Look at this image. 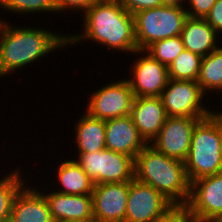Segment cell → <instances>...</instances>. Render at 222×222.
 Instances as JSON below:
<instances>
[{"mask_svg": "<svg viewBox=\"0 0 222 222\" xmlns=\"http://www.w3.org/2000/svg\"><path fill=\"white\" fill-rule=\"evenodd\" d=\"M106 149L133 157L147 145L130 115L105 120Z\"/></svg>", "mask_w": 222, "mask_h": 222, "instance_id": "obj_15", "label": "cell"}, {"mask_svg": "<svg viewBox=\"0 0 222 222\" xmlns=\"http://www.w3.org/2000/svg\"><path fill=\"white\" fill-rule=\"evenodd\" d=\"M185 49L179 36L159 40L150 45L146 51L165 66H169Z\"/></svg>", "mask_w": 222, "mask_h": 222, "instance_id": "obj_25", "label": "cell"}, {"mask_svg": "<svg viewBox=\"0 0 222 222\" xmlns=\"http://www.w3.org/2000/svg\"><path fill=\"white\" fill-rule=\"evenodd\" d=\"M216 222H222V216Z\"/></svg>", "mask_w": 222, "mask_h": 222, "instance_id": "obj_34", "label": "cell"}, {"mask_svg": "<svg viewBox=\"0 0 222 222\" xmlns=\"http://www.w3.org/2000/svg\"><path fill=\"white\" fill-rule=\"evenodd\" d=\"M89 95L84 108L92 117L109 120L131 113L134 94L125 78L113 82L111 80Z\"/></svg>", "mask_w": 222, "mask_h": 222, "instance_id": "obj_8", "label": "cell"}, {"mask_svg": "<svg viewBox=\"0 0 222 222\" xmlns=\"http://www.w3.org/2000/svg\"><path fill=\"white\" fill-rule=\"evenodd\" d=\"M80 16L83 17V30L67 35L68 46L92 41L117 54L118 51L132 54L138 49L134 17L119 2H96Z\"/></svg>", "mask_w": 222, "mask_h": 222, "instance_id": "obj_2", "label": "cell"}, {"mask_svg": "<svg viewBox=\"0 0 222 222\" xmlns=\"http://www.w3.org/2000/svg\"><path fill=\"white\" fill-rule=\"evenodd\" d=\"M74 159L68 158L59 163L55 174L59 189H50L69 195H92L94 183Z\"/></svg>", "mask_w": 222, "mask_h": 222, "instance_id": "obj_20", "label": "cell"}, {"mask_svg": "<svg viewBox=\"0 0 222 222\" xmlns=\"http://www.w3.org/2000/svg\"><path fill=\"white\" fill-rule=\"evenodd\" d=\"M9 222H55L39 187L26 183L20 189L14 198Z\"/></svg>", "mask_w": 222, "mask_h": 222, "instance_id": "obj_17", "label": "cell"}, {"mask_svg": "<svg viewBox=\"0 0 222 222\" xmlns=\"http://www.w3.org/2000/svg\"><path fill=\"white\" fill-rule=\"evenodd\" d=\"M75 161L94 185L130 182L134 179L135 159L109 149L93 153H76Z\"/></svg>", "mask_w": 222, "mask_h": 222, "instance_id": "obj_6", "label": "cell"}, {"mask_svg": "<svg viewBox=\"0 0 222 222\" xmlns=\"http://www.w3.org/2000/svg\"><path fill=\"white\" fill-rule=\"evenodd\" d=\"M64 222H78V221H64ZM85 222H96V221L91 220V221H85Z\"/></svg>", "mask_w": 222, "mask_h": 222, "instance_id": "obj_32", "label": "cell"}, {"mask_svg": "<svg viewBox=\"0 0 222 222\" xmlns=\"http://www.w3.org/2000/svg\"><path fill=\"white\" fill-rule=\"evenodd\" d=\"M134 178L152 186L174 206H186L190 186L184 162L170 158L147 144L135 158Z\"/></svg>", "mask_w": 222, "mask_h": 222, "instance_id": "obj_3", "label": "cell"}, {"mask_svg": "<svg viewBox=\"0 0 222 222\" xmlns=\"http://www.w3.org/2000/svg\"><path fill=\"white\" fill-rule=\"evenodd\" d=\"M217 0H186L184 8L187 16L192 18H205ZM188 7V8H187Z\"/></svg>", "mask_w": 222, "mask_h": 222, "instance_id": "obj_26", "label": "cell"}, {"mask_svg": "<svg viewBox=\"0 0 222 222\" xmlns=\"http://www.w3.org/2000/svg\"><path fill=\"white\" fill-rule=\"evenodd\" d=\"M130 116L147 144L159 134L167 118L160 97H134Z\"/></svg>", "mask_w": 222, "mask_h": 222, "instance_id": "obj_16", "label": "cell"}, {"mask_svg": "<svg viewBox=\"0 0 222 222\" xmlns=\"http://www.w3.org/2000/svg\"><path fill=\"white\" fill-rule=\"evenodd\" d=\"M80 117V118H79ZM74 125L75 153H93L106 148L105 120L90 116L83 112ZM77 146V147H76Z\"/></svg>", "mask_w": 222, "mask_h": 222, "instance_id": "obj_19", "label": "cell"}, {"mask_svg": "<svg viewBox=\"0 0 222 222\" xmlns=\"http://www.w3.org/2000/svg\"><path fill=\"white\" fill-rule=\"evenodd\" d=\"M16 167L10 170V174L5 173V176H1L2 179L0 177V222H9L14 198L26 184L27 179L22 175V167Z\"/></svg>", "mask_w": 222, "mask_h": 222, "instance_id": "obj_22", "label": "cell"}, {"mask_svg": "<svg viewBox=\"0 0 222 222\" xmlns=\"http://www.w3.org/2000/svg\"><path fill=\"white\" fill-rule=\"evenodd\" d=\"M186 0H164L165 5H176V6H183L185 5Z\"/></svg>", "mask_w": 222, "mask_h": 222, "instance_id": "obj_31", "label": "cell"}, {"mask_svg": "<svg viewBox=\"0 0 222 222\" xmlns=\"http://www.w3.org/2000/svg\"><path fill=\"white\" fill-rule=\"evenodd\" d=\"M137 48L146 50L154 42L179 36L187 12L183 6L161 5L133 14Z\"/></svg>", "mask_w": 222, "mask_h": 222, "instance_id": "obj_5", "label": "cell"}, {"mask_svg": "<svg viewBox=\"0 0 222 222\" xmlns=\"http://www.w3.org/2000/svg\"><path fill=\"white\" fill-rule=\"evenodd\" d=\"M180 37L186 50L201 57L207 56L218 48L217 41L222 43V38L204 18L187 17Z\"/></svg>", "mask_w": 222, "mask_h": 222, "instance_id": "obj_18", "label": "cell"}, {"mask_svg": "<svg viewBox=\"0 0 222 222\" xmlns=\"http://www.w3.org/2000/svg\"><path fill=\"white\" fill-rule=\"evenodd\" d=\"M132 55L140 56L131 66V77L125 79L134 97H160L169 80L168 67L161 64L146 50L137 49Z\"/></svg>", "mask_w": 222, "mask_h": 222, "instance_id": "obj_11", "label": "cell"}, {"mask_svg": "<svg viewBox=\"0 0 222 222\" xmlns=\"http://www.w3.org/2000/svg\"><path fill=\"white\" fill-rule=\"evenodd\" d=\"M96 2H103V1H114V0H95Z\"/></svg>", "mask_w": 222, "mask_h": 222, "instance_id": "obj_33", "label": "cell"}, {"mask_svg": "<svg viewBox=\"0 0 222 222\" xmlns=\"http://www.w3.org/2000/svg\"><path fill=\"white\" fill-rule=\"evenodd\" d=\"M0 9L5 12L18 13L19 15H30L34 13L57 14L55 0H0Z\"/></svg>", "mask_w": 222, "mask_h": 222, "instance_id": "obj_24", "label": "cell"}, {"mask_svg": "<svg viewBox=\"0 0 222 222\" xmlns=\"http://www.w3.org/2000/svg\"><path fill=\"white\" fill-rule=\"evenodd\" d=\"M185 207L193 222H216L222 216V172L191 182Z\"/></svg>", "mask_w": 222, "mask_h": 222, "instance_id": "obj_9", "label": "cell"}, {"mask_svg": "<svg viewBox=\"0 0 222 222\" xmlns=\"http://www.w3.org/2000/svg\"><path fill=\"white\" fill-rule=\"evenodd\" d=\"M160 98L167 116L205 118L214 111L197 81L169 79Z\"/></svg>", "mask_w": 222, "mask_h": 222, "instance_id": "obj_7", "label": "cell"}, {"mask_svg": "<svg viewBox=\"0 0 222 222\" xmlns=\"http://www.w3.org/2000/svg\"><path fill=\"white\" fill-rule=\"evenodd\" d=\"M222 44L210 54L202 57L198 84L207 97L208 94L220 93L222 95ZM211 92V93H210ZM207 94V95H206Z\"/></svg>", "mask_w": 222, "mask_h": 222, "instance_id": "obj_21", "label": "cell"}, {"mask_svg": "<svg viewBox=\"0 0 222 222\" xmlns=\"http://www.w3.org/2000/svg\"><path fill=\"white\" fill-rule=\"evenodd\" d=\"M94 3H96L95 0H55L57 13L64 12V14L66 11L71 10L69 12L77 13L79 11L83 15Z\"/></svg>", "mask_w": 222, "mask_h": 222, "instance_id": "obj_27", "label": "cell"}, {"mask_svg": "<svg viewBox=\"0 0 222 222\" xmlns=\"http://www.w3.org/2000/svg\"><path fill=\"white\" fill-rule=\"evenodd\" d=\"M132 15L138 11L164 5V0H115Z\"/></svg>", "mask_w": 222, "mask_h": 222, "instance_id": "obj_28", "label": "cell"}, {"mask_svg": "<svg viewBox=\"0 0 222 222\" xmlns=\"http://www.w3.org/2000/svg\"><path fill=\"white\" fill-rule=\"evenodd\" d=\"M174 207L152 186L134 178L129 182L124 222H154L164 217Z\"/></svg>", "mask_w": 222, "mask_h": 222, "instance_id": "obj_10", "label": "cell"}, {"mask_svg": "<svg viewBox=\"0 0 222 222\" xmlns=\"http://www.w3.org/2000/svg\"><path fill=\"white\" fill-rule=\"evenodd\" d=\"M154 222H193L185 206H175L164 217Z\"/></svg>", "mask_w": 222, "mask_h": 222, "instance_id": "obj_30", "label": "cell"}, {"mask_svg": "<svg viewBox=\"0 0 222 222\" xmlns=\"http://www.w3.org/2000/svg\"><path fill=\"white\" fill-rule=\"evenodd\" d=\"M184 165L190 183L222 172V115L219 110L196 124Z\"/></svg>", "mask_w": 222, "mask_h": 222, "instance_id": "obj_4", "label": "cell"}, {"mask_svg": "<svg viewBox=\"0 0 222 222\" xmlns=\"http://www.w3.org/2000/svg\"><path fill=\"white\" fill-rule=\"evenodd\" d=\"M42 190L55 222L94 220L92 195H69L55 190L48 193V190L45 191L43 188Z\"/></svg>", "mask_w": 222, "mask_h": 222, "instance_id": "obj_14", "label": "cell"}, {"mask_svg": "<svg viewBox=\"0 0 222 222\" xmlns=\"http://www.w3.org/2000/svg\"><path fill=\"white\" fill-rule=\"evenodd\" d=\"M214 31L222 37V0H217L204 18Z\"/></svg>", "mask_w": 222, "mask_h": 222, "instance_id": "obj_29", "label": "cell"}, {"mask_svg": "<svg viewBox=\"0 0 222 222\" xmlns=\"http://www.w3.org/2000/svg\"><path fill=\"white\" fill-rule=\"evenodd\" d=\"M201 119L167 116L161 131L149 145L170 158L185 162L194 128Z\"/></svg>", "mask_w": 222, "mask_h": 222, "instance_id": "obj_12", "label": "cell"}, {"mask_svg": "<svg viewBox=\"0 0 222 222\" xmlns=\"http://www.w3.org/2000/svg\"><path fill=\"white\" fill-rule=\"evenodd\" d=\"M202 57L184 49L168 66V77L173 80L197 81Z\"/></svg>", "mask_w": 222, "mask_h": 222, "instance_id": "obj_23", "label": "cell"}, {"mask_svg": "<svg viewBox=\"0 0 222 222\" xmlns=\"http://www.w3.org/2000/svg\"><path fill=\"white\" fill-rule=\"evenodd\" d=\"M129 182L94 185L92 192L93 218L96 222H124Z\"/></svg>", "mask_w": 222, "mask_h": 222, "instance_id": "obj_13", "label": "cell"}, {"mask_svg": "<svg viewBox=\"0 0 222 222\" xmlns=\"http://www.w3.org/2000/svg\"><path fill=\"white\" fill-rule=\"evenodd\" d=\"M49 30L40 26H13L0 17V79L17 69L20 72L58 49L65 50L67 35Z\"/></svg>", "mask_w": 222, "mask_h": 222, "instance_id": "obj_1", "label": "cell"}]
</instances>
